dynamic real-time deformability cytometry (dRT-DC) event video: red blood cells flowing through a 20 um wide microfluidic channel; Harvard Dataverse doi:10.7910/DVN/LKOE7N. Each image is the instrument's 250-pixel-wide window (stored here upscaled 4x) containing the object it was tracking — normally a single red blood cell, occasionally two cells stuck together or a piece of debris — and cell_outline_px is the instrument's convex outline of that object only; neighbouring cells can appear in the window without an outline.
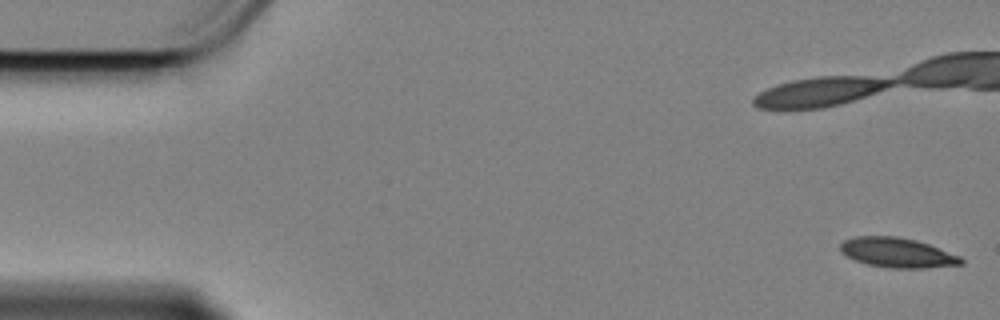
{"species": "Egyptian fruit bat (a non-hibernating species)", "species_latin": "Rousettus aegyptiacus", "temperature_condition": "cold", "stored_images_in_passage": 25, "camera_frame_rate_fps": 3000, "um_per_image_px": 0.085, "animal": {"sex": "female"}, "frame": {"image": 1, "passage_image": 1, "time_ms": 0.0, "image_size_px": [1000, 320], "cell_outline_px": [[964, 264], [928, 268], [888, 268], [868, 264], [856, 260], [840, 252], [840, 244], [844, 240], [856, 236], [896, 236], [916, 240], [928, 244], [960, 256], [964, 260]], "centroid_in_image_um": [76.28, 21.48], "position_along_channel_um": 8.7, "area_um2": 20.92}}